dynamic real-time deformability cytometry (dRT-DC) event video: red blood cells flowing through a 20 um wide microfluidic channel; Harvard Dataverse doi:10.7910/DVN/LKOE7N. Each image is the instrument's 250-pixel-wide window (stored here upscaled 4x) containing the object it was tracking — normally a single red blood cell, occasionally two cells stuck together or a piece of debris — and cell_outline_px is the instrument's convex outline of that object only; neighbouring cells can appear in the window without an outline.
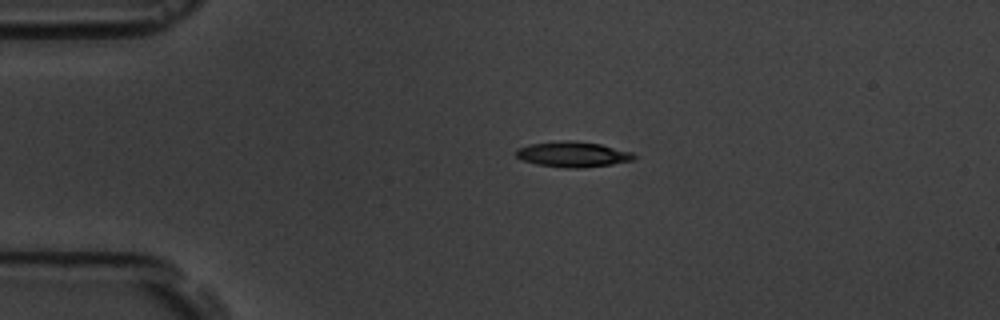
{"species": "common noctule bat (a hibernating species)", "species_latin": "Nyctalus noctula", "temperature_condition": "room temperature", "stored_images_in_passage": 2, "camera_frame_rate_fps": 3000, "um_per_image_px": 0.085, "animal": {"sex": "male", "body_mass_g": 19.5, "forearm_length_mm": 54.6}, "frame": {"image": 1, "passage_image": 1, "time_ms": 0.0, "image_size_px": [1000, 320], "cell_outline_px": [[636, 156], [632, 160], [612, 164], [584, 168], [568, 168], [536, 164], [524, 160], [516, 156], [516, 148], [528, 144], [564, 140], [568, 140], [600, 144], [632, 152]], "centroid_in_image_um": [48.67, 13.11], "position_along_channel_um": 36.3, "area_um2": 17.4}}